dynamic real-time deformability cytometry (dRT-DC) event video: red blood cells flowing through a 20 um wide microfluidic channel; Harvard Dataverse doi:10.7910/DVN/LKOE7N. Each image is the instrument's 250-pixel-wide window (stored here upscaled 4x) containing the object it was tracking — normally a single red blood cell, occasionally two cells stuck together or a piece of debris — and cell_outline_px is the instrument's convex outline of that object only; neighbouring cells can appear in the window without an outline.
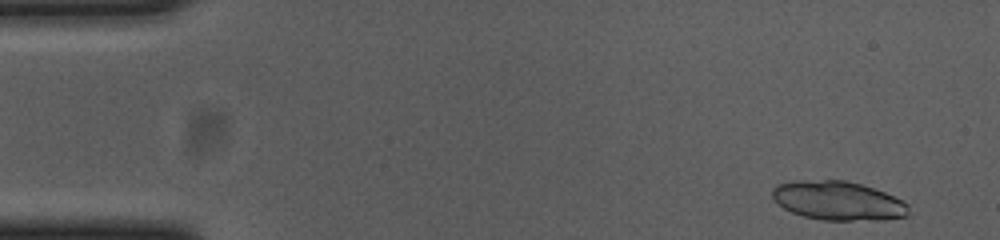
{"species": "common noctule bat (a hibernating species)", "species_latin": "Nyctalus noctula", "temperature_condition": "cold", "stored_images_in_passage": 53, "segment_of_instrument_passage": [1, 2], "camera_frame_rate_fps": 3000, "um_per_image_px": 0.085, "animal": {"sex": "female", "body_mass_g": 23.0, "forearm_length_mm": 53.4}, "frame": {"image": 1, "passage_image": 2, "time_ms": 0.333, "image_size_px": [1000, 240], "cell_outline_px": [[908, 216], [880, 220], [824, 220], [804, 216], [792, 212], [784, 208], [772, 196], [772, 188], [776, 184], [800, 180], [844, 180], [860, 184], [884, 192], [908, 204]], "centroid_in_image_um": [71.22, 17.06], "position_along_channel_um": 13.8, "area_um2": 30.69}}